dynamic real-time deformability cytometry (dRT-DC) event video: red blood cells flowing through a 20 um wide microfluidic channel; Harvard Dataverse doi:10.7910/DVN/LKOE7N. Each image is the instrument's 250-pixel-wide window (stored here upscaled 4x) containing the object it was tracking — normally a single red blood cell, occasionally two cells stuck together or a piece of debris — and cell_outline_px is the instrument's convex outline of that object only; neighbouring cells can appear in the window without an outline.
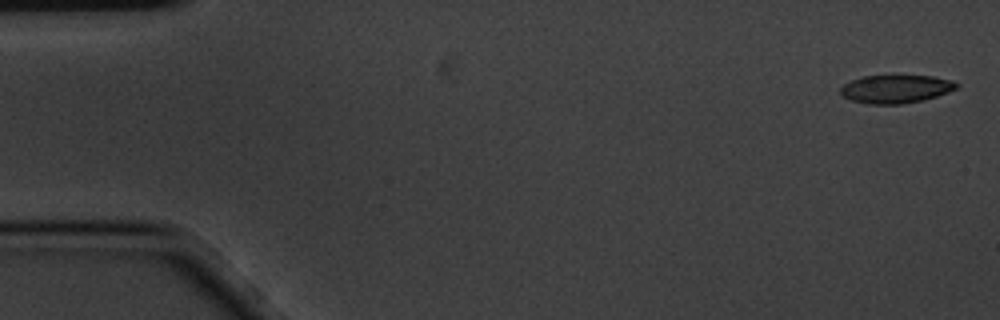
{"species": "common noctule bat (a hibernating species)", "species_latin": "Nyctalus noctula", "temperature_condition": "cold", "stored_images_in_passage": 5, "camera_frame_rate_fps": 3000, "um_per_image_px": 0.085, "animal": {"sex": "male", "body_mass_g": 20.1, "forearm_length_mm": 53.5}, "frame": {"image": 1, "passage_image": 1, "time_ms": 0.0, "image_size_px": [1000, 320], "cell_outline_px": [[960, 84], [956, 88], [948, 92], [924, 100], [900, 104], [868, 104], [852, 100], [844, 96], [840, 92], [840, 88], [844, 84], [852, 80], [864, 76], [892, 72], [932, 76], [952, 80]], "centroid_in_image_um": [76.16, 7.5], "position_along_channel_um": 8.8, "area_um2": 19.88}}
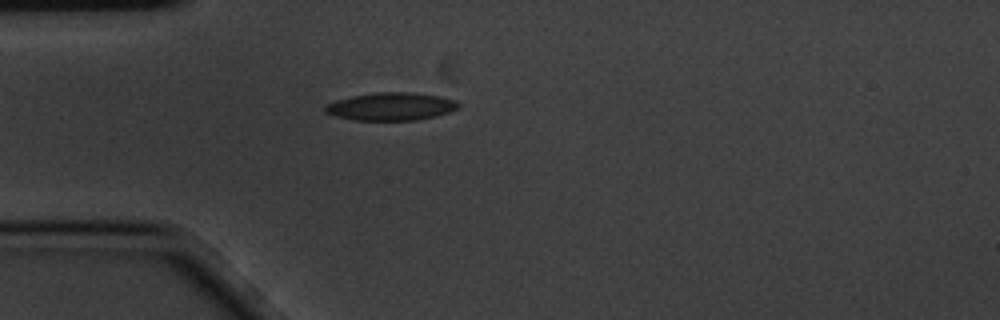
{"frame": {"image": 2, "passage_image": 5, "time_ms": 1.333, "image_size_px": [1000, 320], "cell_outline_px": [[460, 108], [436, 116], [416, 120], [352, 120], [336, 116], [324, 112], [324, 108], [328, 104], [336, 100], [352, 96], [376, 92], [408, 92], [440, 96], [456, 100], [460, 104]], "centroid_in_image_um": [33.26, 9.05], "position_along_channel_um": 51.7, "area_um2": 21.62}}